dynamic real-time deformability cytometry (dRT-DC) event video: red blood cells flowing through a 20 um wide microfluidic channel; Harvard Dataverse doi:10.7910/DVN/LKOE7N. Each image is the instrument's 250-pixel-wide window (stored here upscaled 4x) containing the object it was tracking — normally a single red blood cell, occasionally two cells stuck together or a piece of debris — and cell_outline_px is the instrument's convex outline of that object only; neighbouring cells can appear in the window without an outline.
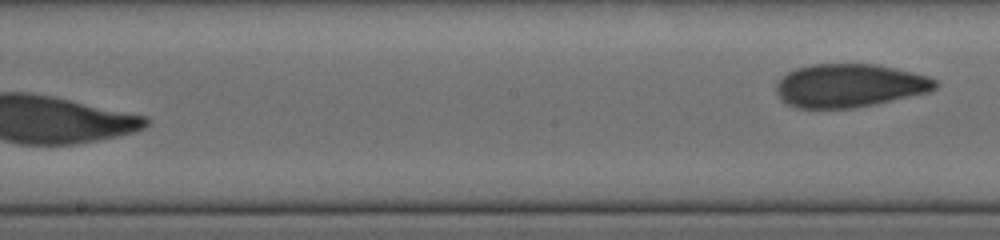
{"species": "human", "species_latin": "Homo sapiens", "temperature_condition": "cold", "stored_images_in_passage": 10, "segment_of_instrument_passage": [2, 2], "camera_frame_rate_fps": 3000, "um_per_image_px": 0.085, "donor": {"sex": "female"}, "frame": {"image": 1, "passage_image": 10, "time_ms": 6.0, "image_size_px": [1000, 240], "cell_outline_px": [[940, 84], [936, 88], [928, 92], [872, 104], [852, 108], [796, 108], [780, 100], [776, 92], [776, 80], [788, 72], [796, 68], [812, 64], [880, 64], [928, 76], [936, 80]], "centroid_in_image_um": [72.17, 7.26], "position_along_channel_um": 176.0, "area_um2": 40.29}}